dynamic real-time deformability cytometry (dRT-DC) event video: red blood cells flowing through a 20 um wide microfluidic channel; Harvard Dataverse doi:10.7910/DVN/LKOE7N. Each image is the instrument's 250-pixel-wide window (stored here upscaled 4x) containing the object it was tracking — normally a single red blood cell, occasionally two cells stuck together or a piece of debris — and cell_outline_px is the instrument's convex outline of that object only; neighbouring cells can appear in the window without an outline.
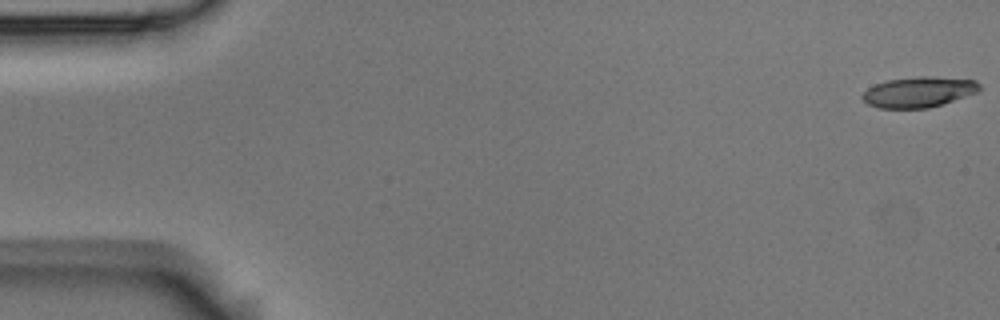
{"species": "Egyptian fruit bat (a non-hibernating species)", "species_latin": "Rousettus aegyptiacus", "temperature_condition": "room temperature", "stored_images_in_passage": 54, "camera_frame_rate_fps": 3000, "um_per_image_px": 0.085, "animal": {"sex": "male"}, "frame": {"image": 1, "passage_image": 1, "time_ms": 0.0, "image_size_px": [1000, 320], "cell_outline_px": [[984, 88], [980, 92], [928, 108], [880, 108], [868, 104], [860, 96], [868, 88], [876, 84], [888, 80], [920, 76], [928, 76], [976, 80]], "centroid_in_image_um": [78.14, 7.82], "position_along_channel_um": 6.9, "area_um2": 20.87}}
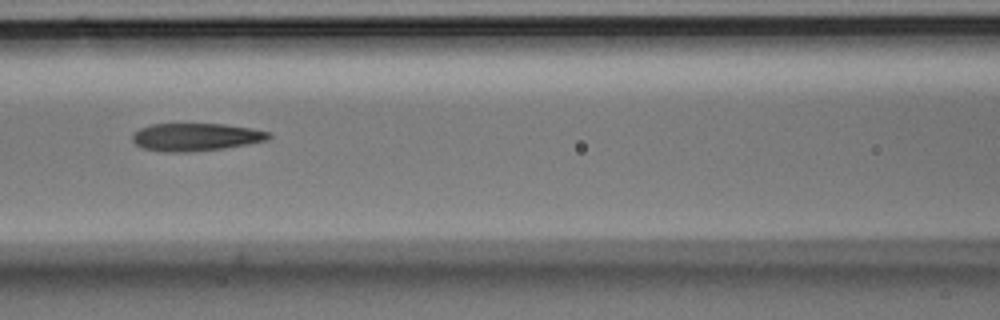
{"frame": {"image": 2, "passage_image": 24, "time_ms": 7.667, "image_size_px": [1000, 320], "cell_outline_px": [[272, 136], [268, 140], [248, 144], [224, 148], [188, 152], [164, 152], [144, 148], [136, 144], [132, 140], [132, 132], [140, 128], [152, 124], [224, 124], [252, 128], [272, 132]], "centroid_in_image_um": [16.67, 11.64], "position_along_channel_um": 149.9, "area_um2": 22.2}}
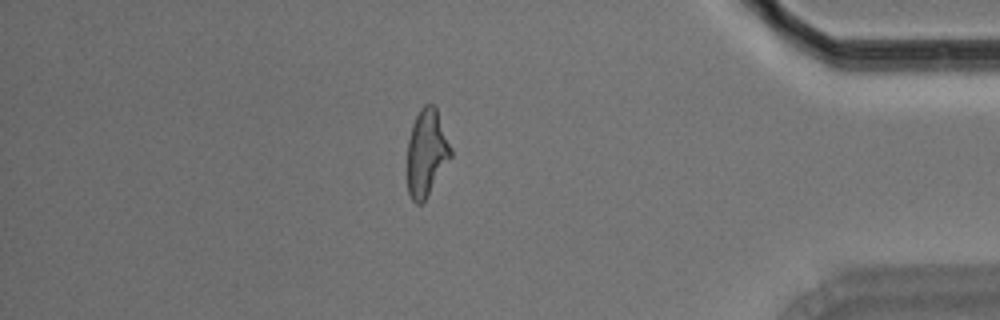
{"frame": {"image": 3, "passage_image": 47, "time_ms": 15.333, "image_size_px": [1000, 320], "cell_outline_px": [[452, 156], [424, 200], [420, 204], [416, 204], [412, 200], [408, 192], [408, 140], [412, 124], [420, 108], [424, 104], [432, 104], [436, 108], [452, 148]], "centroid_in_image_um": [36.26, 12.96], "position_along_channel_um": 398.9, "area_um2": 21.79}, "authors_computed_cell_mechanics": {"area_um2": 22.3686, "velocity_mm_per_s": 3.7154, "shape_relaxation_time_tau1_ms": 7.4249, "shape_relaxation_time_tau2_ms": 2.7033, "deformation_change_tau1": 0.2416, "deformation_change_tau2": 0.1354}}